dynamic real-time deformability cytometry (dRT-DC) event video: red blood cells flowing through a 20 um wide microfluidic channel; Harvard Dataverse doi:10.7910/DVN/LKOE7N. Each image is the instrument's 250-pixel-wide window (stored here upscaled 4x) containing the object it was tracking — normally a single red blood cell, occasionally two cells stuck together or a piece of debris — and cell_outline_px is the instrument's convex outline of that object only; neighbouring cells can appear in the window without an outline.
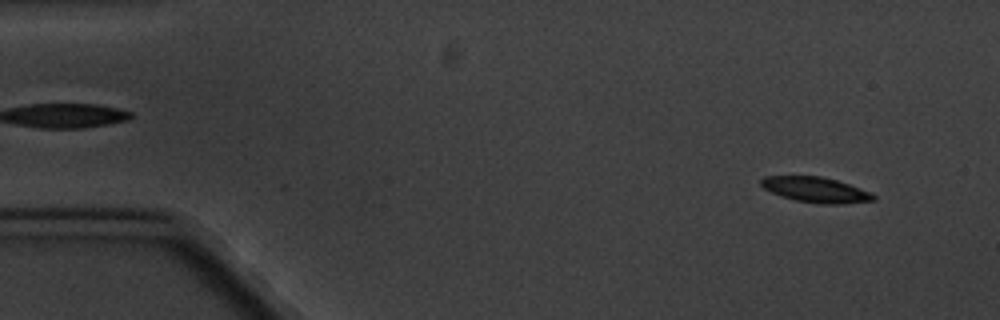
{"species": "common noctule bat (a hibernating species)", "species_latin": "Nyctalus noctula", "temperature_condition": "cold", "stored_images_in_passage": 10, "camera_frame_rate_fps": 3000, "um_per_image_px": 0.085, "animal": {"sex": "male", "body_mass_g": 20.1, "forearm_length_mm": 53.5}, "frame": {"image": 1, "passage_image": 1, "time_ms": 0.0, "image_size_px": [1000, 320], "cell_outline_px": [[876, 200], [840, 204], [820, 204], [796, 200], [780, 196], [764, 188], [760, 184], [760, 180], [764, 176], [820, 176], [836, 180], [872, 192], [876, 196]], "centroid_in_image_um": [69.35, 16.13], "position_along_channel_um": 15.7, "area_um2": 16.59}}
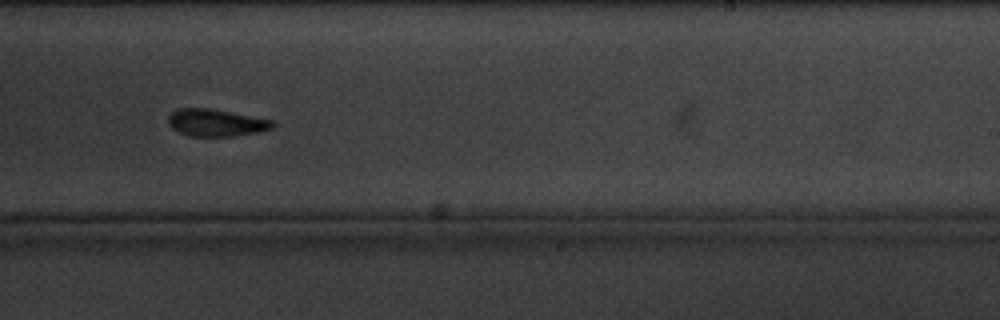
{"frame": {"image": 2, "passage_image": 9, "time_ms": 10.667, "image_size_px": [1000, 320], "cell_outline_px": [[276, 124], [272, 128], [260, 132], [232, 136], [188, 136], [172, 128], [168, 124], [168, 116], [176, 108], [212, 108], [272, 120]], "centroid_in_image_um": [18.35, 10.42], "position_along_channel_um": 270.6, "area_um2": 16.65}}
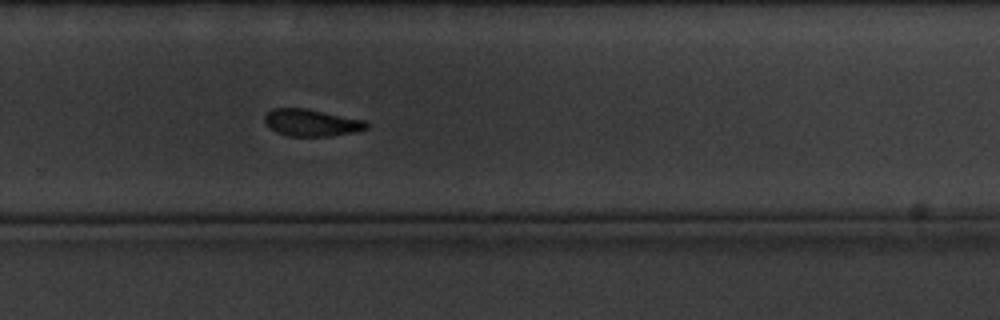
{"frame": {"image": 3, "passage_image": 10, "time_ms": 11.667, "image_size_px": [1000, 320], "cell_outline_px": [[368, 128], [352, 132], [332, 136], [288, 136], [276, 132], [264, 120], [264, 116], [272, 108], [304, 108], [364, 120], [368, 124]], "centroid_in_image_um": [26.46, 10.43], "position_along_channel_um": 303.3, "area_um2": 15.78}}